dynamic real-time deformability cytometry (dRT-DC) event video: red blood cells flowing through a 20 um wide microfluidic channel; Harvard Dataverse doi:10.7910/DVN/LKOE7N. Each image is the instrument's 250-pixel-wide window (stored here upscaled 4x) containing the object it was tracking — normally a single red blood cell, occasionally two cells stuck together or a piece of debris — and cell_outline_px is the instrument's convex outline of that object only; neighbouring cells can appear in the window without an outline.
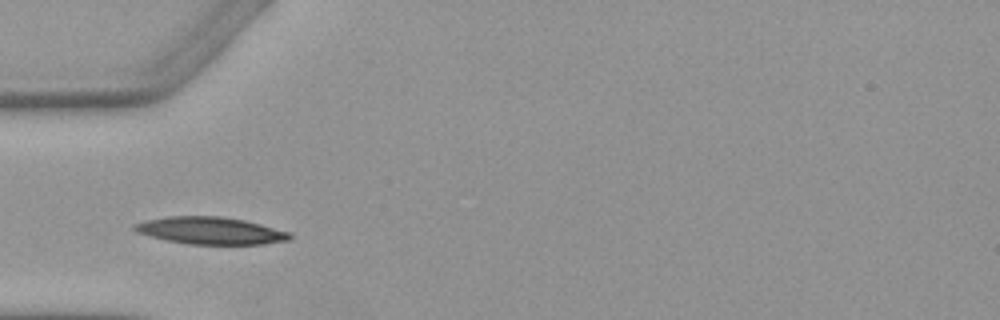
{"species": "Egyptian fruit bat (a non-hibernating species)", "species_latin": "Rousettus aegyptiacus", "temperature_condition": "warm", "stored_images_in_passage": 6, "camera_frame_rate_fps": 3000, "um_per_image_px": 0.085, "animal": {"sex": "female"}, "frame": {"image": 1, "passage_image": 4, "time_ms": 3.667, "image_size_px": [1000, 320], "cell_outline_px": [[292, 240], [264, 244], [188, 244], [148, 236], [136, 232], [132, 228], [132, 224], [144, 220], [168, 216], [220, 216], [244, 220], [292, 232]], "centroid_in_image_um": [17.89, 19.6], "position_along_channel_um": 67.1, "area_um2": 24.85}}
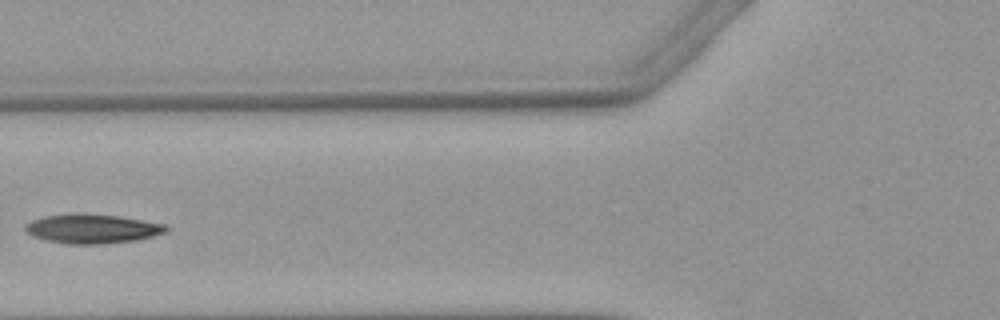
{"frame": {"image": 2, "passage_image": 5, "time_ms": 5.0, "image_size_px": [1000, 320], "cell_outline_px": [[168, 232], [136, 240], [104, 244], [68, 244], [44, 240], [32, 236], [24, 228], [32, 220], [44, 216], [72, 212], [84, 212], [120, 216], [164, 224], [168, 228]], "centroid_in_image_um": [7.83, 19.43], "position_along_channel_um": 118.0, "area_um2": 24.33}}
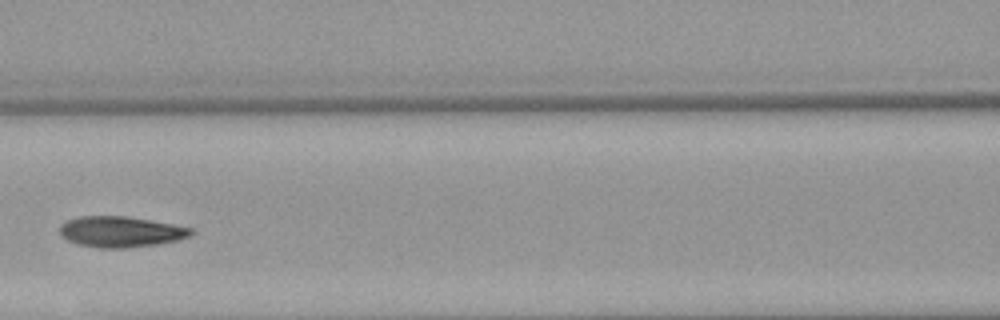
{"frame": {"image": 3, "passage_image": 6, "time_ms": 6.0, "image_size_px": [1000, 320], "cell_outline_px": [[196, 232], [192, 236], [176, 240], [156, 244], [124, 248], [100, 248], [80, 244], [68, 240], [60, 236], [60, 224], [68, 220], [80, 216], [124, 216], [172, 224], [192, 228]], "centroid_in_image_um": [10.27, 19.7], "position_along_channel_um": 156.3, "area_um2": 23.41}}